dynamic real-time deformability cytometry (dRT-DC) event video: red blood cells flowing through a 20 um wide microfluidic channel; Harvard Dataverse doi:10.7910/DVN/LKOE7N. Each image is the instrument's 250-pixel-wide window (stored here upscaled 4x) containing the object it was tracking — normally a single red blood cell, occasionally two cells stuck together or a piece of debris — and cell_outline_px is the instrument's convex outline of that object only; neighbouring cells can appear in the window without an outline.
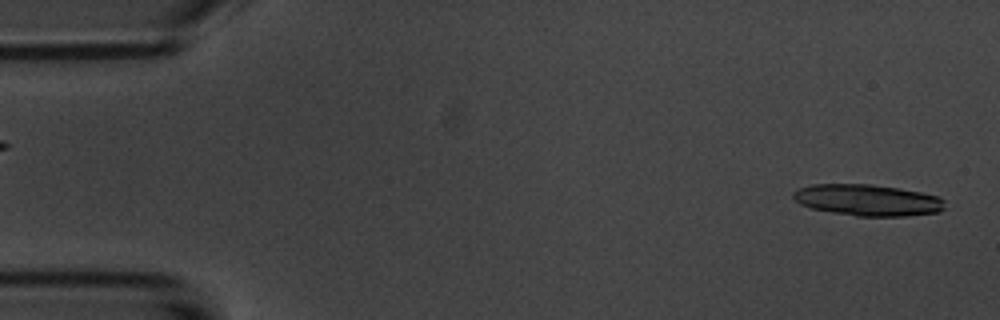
{"species": "common noctule bat (a hibernating species)", "species_latin": "Nyctalus noctula", "temperature_condition": "room temperature", "stored_images_in_passage": 6, "segment_of_instrument_passage": [2, 2], "camera_frame_rate_fps": 3000, "um_per_image_px": 0.085, "animal": {"sex": "male", "body_mass_g": 20.1, "forearm_length_mm": 53.5}, "frame": {"image": 1, "passage_image": 6, "time_ms": 6.0, "image_size_px": [1000, 320], "cell_outline_px": [[944, 208], [940, 212], [908, 216], [856, 216], [808, 208], [800, 204], [792, 196], [792, 192], [796, 188], [812, 184], [872, 184], [920, 192], [940, 196], [944, 200]], "centroid_in_image_um": [73.72, 17.01], "position_along_channel_um": 11.3, "area_um2": 27.98}}